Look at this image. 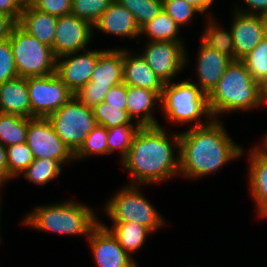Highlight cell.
Here are the masks:
<instances>
[{"mask_svg":"<svg viewBox=\"0 0 267 267\" xmlns=\"http://www.w3.org/2000/svg\"><path fill=\"white\" fill-rule=\"evenodd\" d=\"M166 131L160 124L140 127L136 132L127 156L121 161L132 177L128 184H162L180 175V133L169 135Z\"/></svg>","mask_w":267,"mask_h":267,"instance_id":"obj_1","label":"cell"},{"mask_svg":"<svg viewBox=\"0 0 267 267\" xmlns=\"http://www.w3.org/2000/svg\"><path fill=\"white\" fill-rule=\"evenodd\" d=\"M220 119L180 132V176L197 179L214 174L239 159L244 148L236 144Z\"/></svg>","mask_w":267,"mask_h":267,"instance_id":"obj_2","label":"cell"},{"mask_svg":"<svg viewBox=\"0 0 267 267\" xmlns=\"http://www.w3.org/2000/svg\"><path fill=\"white\" fill-rule=\"evenodd\" d=\"M207 97L210 113L216 120L227 112H247L267 104L262 86L252 78L242 60H233L228 65Z\"/></svg>","mask_w":267,"mask_h":267,"instance_id":"obj_3","label":"cell"},{"mask_svg":"<svg viewBox=\"0 0 267 267\" xmlns=\"http://www.w3.org/2000/svg\"><path fill=\"white\" fill-rule=\"evenodd\" d=\"M69 200L36 206L23 218V225L38 231L70 236L80 235L88 239L93 229L101 222L97 218L98 214L96 215L91 206Z\"/></svg>","mask_w":267,"mask_h":267,"instance_id":"obj_4","label":"cell"},{"mask_svg":"<svg viewBox=\"0 0 267 267\" xmlns=\"http://www.w3.org/2000/svg\"><path fill=\"white\" fill-rule=\"evenodd\" d=\"M185 79L166 83L161 94L160 108L171 123H191V128L209 124L213 117L208 106V97L194 82ZM205 117L206 121L202 120ZM195 121V125L192 123Z\"/></svg>","mask_w":267,"mask_h":267,"instance_id":"obj_5","label":"cell"},{"mask_svg":"<svg viewBox=\"0 0 267 267\" xmlns=\"http://www.w3.org/2000/svg\"><path fill=\"white\" fill-rule=\"evenodd\" d=\"M140 185L126 184L105 203V211L112 222H136L147 227L153 234L166 220L142 195Z\"/></svg>","mask_w":267,"mask_h":267,"instance_id":"obj_6","label":"cell"},{"mask_svg":"<svg viewBox=\"0 0 267 267\" xmlns=\"http://www.w3.org/2000/svg\"><path fill=\"white\" fill-rule=\"evenodd\" d=\"M17 74L20 77L46 76L56 73L52 48L45 46L16 24L9 36Z\"/></svg>","mask_w":267,"mask_h":267,"instance_id":"obj_7","label":"cell"},{"mask_svg":"<svg viewBox=\"0 0 267 267\" xmlns=\"http://www.w3.org/2000/svg\"><path fill=\"white\" fill-rule=\"evenodd\" d=\"M47 118L56 134L73 154L97 125L92 108L85 106L76 97H72Z\"/></svg>","mask_w":267,"mask_h":267,"instance_id":"obj_8","label":"cell"},{"mask_svg":"<svg viewBox=\"0 0 267 267\" xmlns=\"http://www.w3.org/2000/svg\"><path fill=\"white\" fill-rule=\"evenodd\" d=\"M145 45L139 54L164 84L172 82L190 62L185 42L147 41Z\"/></svg>","mask_w":267,"mask_h":267,"instance_id":"obj_9","label":"cell"},{"mask_svg":"<svg viewBox=\"0 0 267 267\" xmlns=\"http://www.w3.org/2000/svg\"><path fill=\"white\" fill-rule=\"evenodd\" d=\"M32 118H47L67 103L74 94L53 73L46 76L27 78Z\"/></svg>","mask_w":267,"mask_h":267,"instance_id":"obj_10","label":"cell"},{"mask_svg":"<svg viewBox=\"0 0 267 267\" xmlns=\"http://www.w3.org/2000/svg\"><path fill=\"white\" fill-rule=\"evenodd\" d=\"M26 143L34 159L50 158L62 165L74 162V154L56 134L48 118L35 117L29 121Z\"/></svg>","mask_w":267,"mask_h":267,"instance_id":"obj_11","label":"cell"},{"mask_svg":"<svg viewBox=\"0 0 267 267\" xmlns=\"http://www.w3.org/2000/svg\"><path fill=\"white\" fill-rule=\"evenodd\" d=\"M93 26L73 14L58 17L54 44L56 58L63 55L83 52L93 38Z\"/></svg>","mask_w":267,"mask_h":267,"instance_id":"obj_12","label":"cell"},{"mask_svg":"<svg viewBox=\"0 0 267 267\" xmlns=\"http://www.w3.org/2000/svg\"><path fill=\"white\" fill-rule=\"evenodd\" d=\"M87 240L97 267H138L134 258L122 248L117 237L101 222Z\"/></svg>","mask_w":267,"mask_h":267,"instance_id":"obj_13","label":"cell"},{"mask_svg":"<svg viewBox=\"0 0 267 267\" xmlns=\"http://www.w3.org/2000/svg\"><path fill=\"white\" fill-rule=\"evenodd\" d=\"M104 50L86 49L84 53L75 52L57 58L56 75L75 94L90 81L98 57Z\"/></svg>","mask_w":267,"mask_h":267,"instance_id":"obj_14","label":"cell"},{"mask_svg":"<svg viewBox=\"0 0 267 267\" xmlns=\"http://www.w3.org/2000/svg\"><path fill=\"white\" fill-rule=\"evenodd\" d=\"M233 12L234 60H242L267 36V17Z\"/></svg>","mask_w":267,"mask_h":267,"instance_id":"obj_15","label":"cell"},{"mask_svg":"<svg viewBox=\"0 0 267 267\" xmlns=\"http://www.w3.org/2000/svg\"><path fill=\"white\" fill-rule=\"evenodd\" d=\"M248 185L257 217L267 218V150L262 146H255L249 151Z\"/></svg>","mask_w":267,"mask_h":267,"instance_id":"obj_16","label":"cell"},{"mask_svg":"<svg viewBox=\"0 0 267 267\" xmlns=\"http://www.w3.org/2000/svg\"><path fill=\"white\" fill-rule=\"evenodd\" d=\"M198 49L197 66H195L198 82L195 84L208 95L233 60L225 54L207 47L202 41Z\"/></svg>","mask_w":267,"mask_h":267,"instance_id":"obj_17","label":"cell"},{"mask_svg":"<svg viewBox=\"0 0 267 267\" xmlns=\"http://www.w3.org/2000/svg\"><path fill=\"white\" fill-rule=\"evenodd\" d=\"M93 29L120 38L136 39L140 36V28L137 25L132 13L114 0L107 10L100 16L93 25Z\"/></svg>","mask_w":267,"mask_h":267,"instance_id":"obj_18","label":"cell"},{"mask_svg":"<svg viewBox=\"0 0 267 267\" xmlns=\"http://www.w3.org/2000/svg\"><path fill=\"white\" fill-rule=\"evenodd\" d=\"M160 107L161 96L146 88L127 86V112L140 127L160 125L153 116L155 104ZM155 109V110H154Z\"/></svg>","mask_w":267,"mask_h":267,"instance_id":"obj_19","label":"cell"},{"mask_svg":"<svg viewBox=\"0 0 267 267\" xmlns=\"http://www.w3.org/2000/svg\"><path fill=\"white\" fill-rule=\"evenodd\" d=\"M123 82L127 86L156 91L160 96L165 85L140 54L133 55L127 48H124Z\"/></svg>","mask_w":267,"mask_h":267,"instance_id":"obj_20","label":"cell"},{"mask_svg":"<svg viewBox=\"0 0 267 267\" xmlns=\"http://www.w3.org/2000/svg\"><path fill=\"white\" fill-rule=\"evenodd\" d=\"M58 17L35 9L30 3H25L19 22L17 23L29 35L39 42L52 48Z\"/></svg>","mask_w":267,"mask_h":267,"instance_id":"obj_21","label":"cell"},{"mask_svg":"<svg viewBox=\"0 0 267 267\" xmlns=\"http://www.w3.org/2000/svg\"><path fill=\"white\" fill-rule=\"evenodd\" d=\"M0 112L32 118L27 78L18 76L0 84Z\"/></svg>","mask_w":267,"mask_h":267,"instance_id":"obj_22","label":"cell"},{"mask_svg":"<svg viewBox=\"0 0 267 267\" xmlns=\"http://www.w3.org/2000/svg\"><path fill=\"white\" fill-rule=\"evenodd\" d=\"M124 48L106 49L98 57L86 85L115 86L123 82Z\"/></svg>","mask_w":267,"mask_h":267,"instance_id":"obj_23","label":"cell"},{"mask_svg":"<svg viewBox=\"0 0 267 267\" xmlns=\"http://www.w3.org/2000/svg\"><path fill=\"white\" fill-rule=\"evenodd\" d=\"M117 237L122 248L131 256L144 246L149 235L153 233L145 226L136 222H113L112 227L101 222Z\"/></svg>","mask_w":267,"mask_h":267,"instance_id":"obj_24","label":"cell"},{"mask_svg":"<svg viewBox=\"0 0 267 267\" xmlns=\"http://www.w3.org/2000/svg\"><path fill=\"white\" fill-rule=\"evenodd\" d=\"M208 15L205 30L202 33L200 41L207 47L213 48L216 51L225 54L234 60V40L230 28L228 31L220 25L211 11L206 13Z\"/></svg>","mask_w":267,"mask_h":267,"instance_id":"obj_25","label":"cell"},{"mask_svg":"<svg viewBox=\"0 0 267 267\" xmlns=\"http://www.w3.org/2000/svg\"><path fill=\"white\" fill-rule=\"evenodd\" d=\"M180 29L179 25L162 10L154 19L140 29V36L148 35V41L184 42V39L179 34Z\"/></svg>","mask_w":267,"mask_h":267,"instance_id":"obj_26","label":"cell"},{"mask_svg":"<svg viewBox=\"0 0 267 267\" xmlns=\"http://www.w3.org/2000/svg\"><path fill=\"white\" fill-rule=\"evenodd\" d=\"M31 119L0 112V143L8 147L26 142L28 123Z\"/></svg>","mask_w":267,"mask_h":267,"instance_id":"obj_27","label":"cell"},{"mask_svg":"<svg viewBox=\"0 0 267 267\" xmlns=\"http://www.w3.org/2000/svg\"><path fill=\"white\" fill-rule=\"evenodd\" d=\"M61 166L62 164L58 160L50 158L34 159L21 175L29 182L42 186L59 177L62 171Z\"/></svg>","mask_w":267,"mask_h":267,"instance_id":"obj_28","label":"cell"},{"mask_svg":"<svg viewBox=\"0 0 267 267\" xmlns=\"http://www.w3.org/2000/svg\"><path fill=\"white\" fill-rule=\"evenodd\" d=\"M133 121L132 124H123L107 129L108 154L118 150L121 161L127 156L132 145L133 137L140 126Z\"/></svg>","mask_w":267,"mask_h":267,"instance_id":"obj_29","label":"cell"},{"mask_svg":"<svg viewBox=\"0 0 267 267\" xmlns=\"http://www.w3.org/2000/svg\"><path fill=\"white\" fill-rule=\"evenodd\" d=\"M107 155V128L97 124L86 136L81 147L74 153V160H81L91 156Z\"/></svg>","mask_w":267,"mask_h":267,"instance_id":"obj_30","label":"cell"},{"mask_svg":"<svg viewBox=\"0 0 267 267\" xmlns=\"http://www.w3.org/2000/svg\"><path fill=\"white\" fill-rule=\"evenodd\" d=\"M8 181L20 176L34 161L33 153L26 142L6 147ZM20 174V175H19Z\"/></svg>","mask_w":267,"mask_h":267,"instance_id":"obj_31","label":"cell"},{"mask_svg":"<svg viewBox=\"0 0 267 267\" xmlns=\"http://www.w3.org/2000/svg\"><path fill=\"white\" fill-rule=\"evenodd\" d=\"M129 10L141 29L154 19L162 10V0H116Z\"/></svg>","mask_w":267,"mask_h":267,"instance_id":"obj_32","label":"cell"},{"mask_svg":"<svg viewBox=\"0 0 267 267\" xmlns=\"http://www.w3.org/2000/svg\"><path fill=\"white\" fill-rule=\"evenodd\" d=\"M242 61L252 78L263 86L267 82V36Z\"/></svg>","mask_w":267,"mask_h":267,"instance_id":"obj_33","label":"cell"},{"mask_svg":"<svg viewBox=\"0 0 267 267\" xmlns=\"http://www.w3.org/2000/svg\"><path fill=\"white\" fill-rule=\"evenodd\" d=\"M92 111L97 124L103 125L107 129L118 125L133 123L127 110H122L120 107L110 106L105 102L95 105L92 108Z\"/></svg>","mask_w":267,"mask_h":267,"instance_id":"obj_34","label":"cell"},{"mask_svg":"<svg viewBox=\"0 0 267 267\" xmlns=\"http://www.w3.org/2000/svg\"><path fill=\"white\" fill-rule=\"evenodd\" d=\"M114 0H72L71 14L92 26Z\"/></svg>","mask_w":267,"mask_h":267,"instance_id":"obj_35","label":"cell"},{"mask_svg":"<svg viewBox=\"0 0 267 267\" xmlns=\"http://www.w3.org/2000/svg\"><path fill=\"white\" fill-rule=\"evenodd\" d=\"M163 10L179 25L191 24L196 13H200L185 0H162Z\"/></svg>","mask_w":267,"mask_h":267,"instance_id":"obj_36","label":"cell"},{"mask_svg":"<svg viewBox=\"0 0 267 267\" xmlns=\"http://www.w3.org/2000/svg\"><path fill=\"white\" fill-rule=\"evenodd\" d=\"M18 77L10 40L0 41V84Z\"/></svg>","mask_w":267,"mask_h":267,"instance_id":"obj_37","label":"cell"},{"mask_svg":"<svg viewBox=\"0 0 267 267\" xmlns=\"http://www.w3.org/2000/svg\"><path fill=\"white\" fill-rule=\"evenodd\" d=\"M111 87L112 86L85 85L74 94V97L85 106L93 108L95 105L104 102L105 96Z\"/></svg>","mask_w":267,"mask_h":267,"instance_id":"obj_38","label":"cell"},{"mask_svg":"<svg viewBox=\"0 0 267 267\" xmlns=\"http://www.w3.org/2000/svg\"><path fill=\"white\" fill-rule=\"evenodd\" d=\"M35 9L57 17L71 14L72 0H31Z\"/></svg>","mask_w":267,"mask_h":267,"instance_id":"obj_39","label":"cell"},{"mask_svg":"<svg viewBox=\"0 0 267 267\" xmlns=\"http://www.w3.org/2000/svg\"><path fill=\"white\" fill-rule=\"evenodd\" d=\"M104 102L110 106L127 110V85L122 82L121 84L112 86L105 96Z\"/></svg>","mask_w":267,"mask_h":267,"instance_id":"obj_40","label":"cell"},{"mask_svg":"<svg viewBox=\"0 0 267 267\" xmlns=\"http://www.w3.org/2000/svg\"><path fill=\"white\" fill-rule=\"evenodd\" d=\"M25 2L23 0H0V13L10 16L19 22Z\"/></svg>","mask_w":267,"mask_h":267,"instance_id":"obj_41","label":"cell"},{"mask_svg":"<svg viewBox=\"0 0 267 267\" xmlns=\"http://www.w3.org/2000/svg\"><path fill=\"white\" fill-rule=\"evenodd\" d=\"M245 4V9L236 7L233 11L254 14L267 17V0H241Z\"/></svg>","mask_w":267,"mask_h":267,"instance_id":"obj_42","label":"cell"},{"mask_svg":"<svg viewBox=\"0 0 267 267\" xmlns=\"http://www.w3.org/2000/svg\"><path fill=\"white\" fill-rule=\"evenodd\" d=\"M16 24L10 16L0 13V41L9 38L11 30Z\"/></svg>","mask_w":267,"mask_h":267,"instance_id":"obj_43","label":"cell"},{"mask_svg":"<svg viewBox=\"0 0 267 267\" xmlns=\"http://www.w3.org/2000/svg\"><path fill=\"white\" fill-rule=\"evenodd\" d=\"M8 182V165H7V151L0 143V191L5 184Z\"/></svg>","mask_w":267,"mask_h":267,"instance_id":"obj_44","label":"cell"},{"mask_svg":"<svg viewBox=\"0 0 267 267\" xmlns=\"http://www.w3.org/2000/svg\"><path fill=\"white\" fill-rule=\"evenodd\" d=\"M188 4L194 6L201 15L204 16L206 11L210 9L212 4L215 2L214 0H185Z\"/></svg>","mask_w":267,"mask_h":267,"instance_id":"obj_45","label":"cell"},{"mask_svg":"<svg viewBox=\"0 0 267 267\" xmlns=\"http://www.w3.org/2000/svg\"><path fill=\"white\" fill-rule=\"evenodd\" d=\"M263 94L265 99L267 100V82L262 86Z\"/></svg>","mask_w":267,"mask_h":267,"instance_id":"obj_46","label":"cell"},{"mask_svg":"<svg viewBox=\"0 0 267 267\" xmlns=\"http://www.w3.org/2000/svg\"><path fill=\"white\" fill-rule=\"evenodd\" d=\"M262 140L263 141L261 142L262 143L261 145L267 150V135L266 134Z\"/></svg>","mask_w":267,"mask_h":267,"instance_id":"obj_47","label":"cell"},{"mask_svg":"<svg viewBox=\"0 0 267 267\" xmlns=\"http://www.w3.org/2000/svg\"><path fill=\"white\" fill-rule=\"evenodd\" d=\"M0 193H1V191H0ZM0 196H1V194H0ZM1 200V199H0ZM1 202V201H0ZM0 218H1V204H0Z\"/></svg>","mask_w":267,"mask_h":267,"instance_id":"obj_48","label":"cell"},{"mask_svg":"<svg viewBox=\"0 0 267 267\" xmlns=\"http://www.w3.org/2000/svg\"><path fill=\"white\" fill-rule=\"evenodd\" d=\"M25 3H29L31 0H23Z\"/></svg>","mask_w":267,"mask_h":267,"instance_id":"obj_49","label":"cell"}]
</instances>
